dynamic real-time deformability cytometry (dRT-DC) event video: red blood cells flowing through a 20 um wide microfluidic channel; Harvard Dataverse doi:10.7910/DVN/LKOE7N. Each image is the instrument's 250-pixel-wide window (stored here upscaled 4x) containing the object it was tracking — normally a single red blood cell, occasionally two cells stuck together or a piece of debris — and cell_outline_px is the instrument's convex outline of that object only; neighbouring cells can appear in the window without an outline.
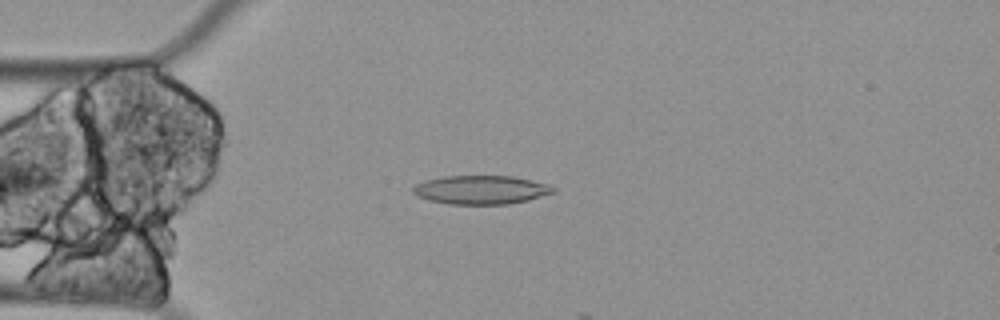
{"species": "Egyptian fruit bat (a non-hibernating species)", "species_latin": "Rousettus aegyptiacus", "temperature_condition": "cold", "stored_images_in_passage": 6, "camera_frame_rate_fps": 3000, "um_per_image_px": 0.085, "animal": {"sex": "female"}, "frame": {"image": 1, "passage_image": 4, "time_ms": 1.0, "image_size_px": [1000, 320], "cell_outline_px": [[556, 192], [528, 200], [508, 204], [448, 204], [428, 200], [416, 196], [412, 192], [412, 188], [416, 184], [428, 180], [444, 176], [512, 176], [548, 184], [556, 188]], "centroid_in_image_um": [40.89, 16.14], "position_along_channel_um": 44.1, "area_um2": 23.47}}